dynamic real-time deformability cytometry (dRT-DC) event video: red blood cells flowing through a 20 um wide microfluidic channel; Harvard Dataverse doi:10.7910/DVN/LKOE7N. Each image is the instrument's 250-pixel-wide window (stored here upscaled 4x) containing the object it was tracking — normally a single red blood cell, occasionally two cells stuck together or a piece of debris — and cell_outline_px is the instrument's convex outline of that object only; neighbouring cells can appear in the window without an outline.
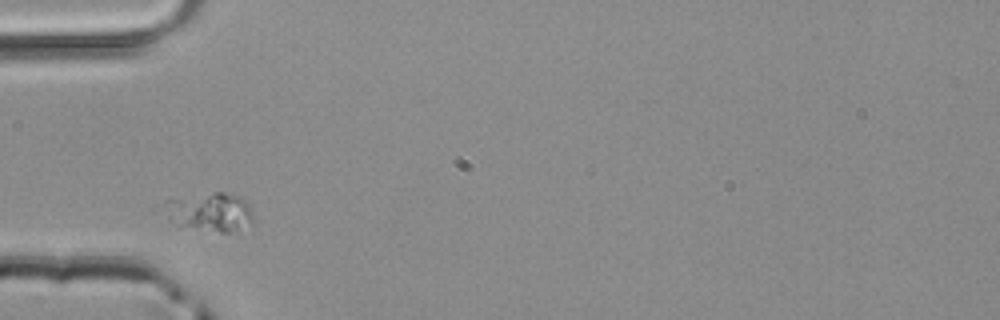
{"species": "common noctule bat (a hibernating species)", "species_latin": "Nyctalus noctula", "temperature_condition": "room temperature", "stored_images_in_passage": 33, "camera_frame_rate_fps": 3000, "um_per_image_px": 0.085, "animal": {"sex": "male", "body_mass_g": 20.4}, "frame": {"image": 1, "passage_image": 3, "time_ms": 0.667, "image_size_px": [1000, 320], "cell_outline_px": [[252, 220], [228, 232], [220, 232], [184, 224], [168, 220], [160, 208], [160, 204], [164, 200], [212, 192], [224, 192], [240, 196], [248, 204], [252, 212]], "centroid_in_image_um": [17.75, 17.94], "position_along_channel_um": 67.3, "area_um2": 19.48}}
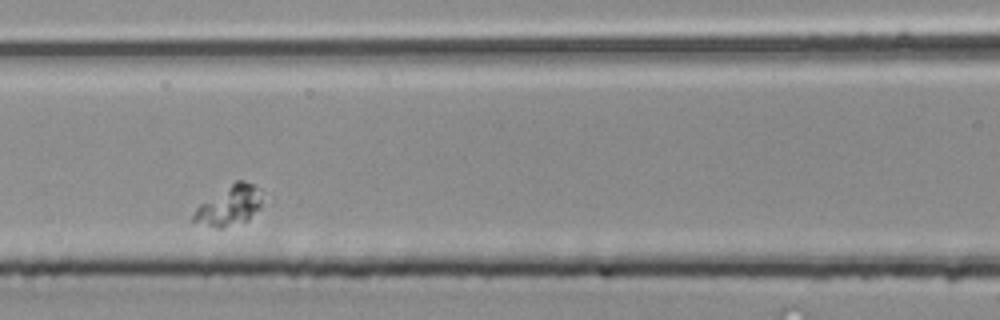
{"frame": {"image": 2, "passage_image": 9, "time_ms": 2.667, "image_size_px": [1000, 320], "cell_outline_px": [[260, 208], [248, 220], [224, 228], [216, 228], [192, 220], [192, 216], [196, 208], [200, 204], [236, 180], [244, 180], [260, 188]], "centroid_in_image_um": [19.5, 17.48], "position_along_channel_um": 147.1, "area_um2": 15.72}}
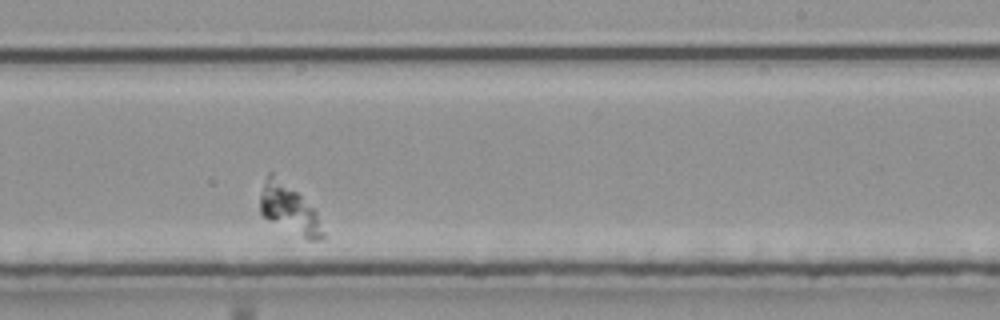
{"frame": {"image": 3, "passage_image": 18, "time_ms": 5.667, "image_size_px": [1000, 320], "cell_outline_px": [[324, 236], [320, 240], [308, 240], [264, 216], [260, 212], [260, 196], [268, 172], [272, 172], [296, 192], [316, 212], [324, 232]], "centroid_in_image_um": [24.58, 17.78], "position_along_channel_um": 264.4, "area_um2": 17.17}}